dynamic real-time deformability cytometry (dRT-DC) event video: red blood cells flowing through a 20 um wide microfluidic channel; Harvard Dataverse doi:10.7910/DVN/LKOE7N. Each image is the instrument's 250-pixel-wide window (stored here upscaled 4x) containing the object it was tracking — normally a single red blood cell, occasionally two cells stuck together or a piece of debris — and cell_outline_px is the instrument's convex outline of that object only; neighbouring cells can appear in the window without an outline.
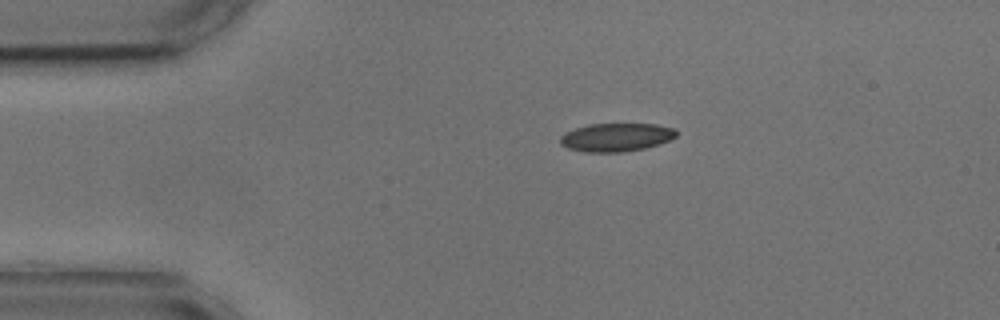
{"species": "common noctule bat (a hibernating species)", "species_latin": "Nyctalus noctula", "temperature_condition": "cold", "stored_images_in_passage": 2, "camera_frame_rate_fps": 3000, "um_per_image_px": 0.085, "animal": {"sex": "male", "body_mass_g": 17.9, "forearm_length_mm": 54.2}, "frame": {"image": 1, "passage_image": 1, "time_ms": 0.0, "image_size_px": [1000, 320], "cell_outline_px": [[676, 136], [660, 144], [644, 148], [624, 152], [584, 152], [568, 148], [560, 144], [560, 136], [564, 132], [588, 124], [656, 124], [676, 128]], "centroid_in_image_um": [52.36, 11.67], "position_along_channel_um": 32.6, "area_um2": 19.25}}